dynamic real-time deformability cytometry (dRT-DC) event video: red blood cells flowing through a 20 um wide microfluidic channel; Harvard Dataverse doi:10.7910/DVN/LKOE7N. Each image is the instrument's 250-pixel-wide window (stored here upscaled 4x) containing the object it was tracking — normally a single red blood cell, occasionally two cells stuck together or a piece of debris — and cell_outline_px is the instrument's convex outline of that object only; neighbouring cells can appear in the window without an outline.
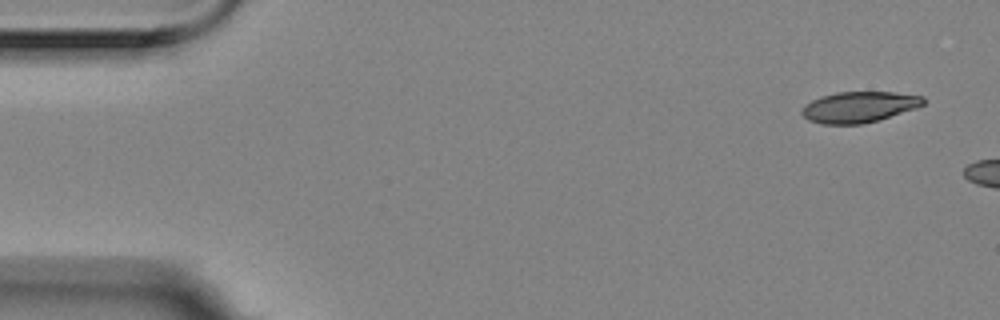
{"species": "Egyptian fruit bat (a non-hibernating species)", "species_latin": "Rousettus aegyptiacus", "temperature_condition": "room temperature", "stored_images_in_passage": 3, "camera_frame_rate_fps": 3000, "um_per_image_px": 0.085, "animal": {"sex": "female"}, "frame": {"image": 1, "passage_image": 1, "time_ms": 0.0, "image_size_px": [1000, 320], "cell_outline_px": [[924, 104], [916, 108], [876, 120], [860, 124], [824, 124], [808, 120], [800, 112], [804, 104], [820, 96], [836, 92], [892, 92], [924, 96]], "centroid_in_image_um": [72.98, 9.08], "position_along_channel_um": 12.0, "area_um2": 21.73}}